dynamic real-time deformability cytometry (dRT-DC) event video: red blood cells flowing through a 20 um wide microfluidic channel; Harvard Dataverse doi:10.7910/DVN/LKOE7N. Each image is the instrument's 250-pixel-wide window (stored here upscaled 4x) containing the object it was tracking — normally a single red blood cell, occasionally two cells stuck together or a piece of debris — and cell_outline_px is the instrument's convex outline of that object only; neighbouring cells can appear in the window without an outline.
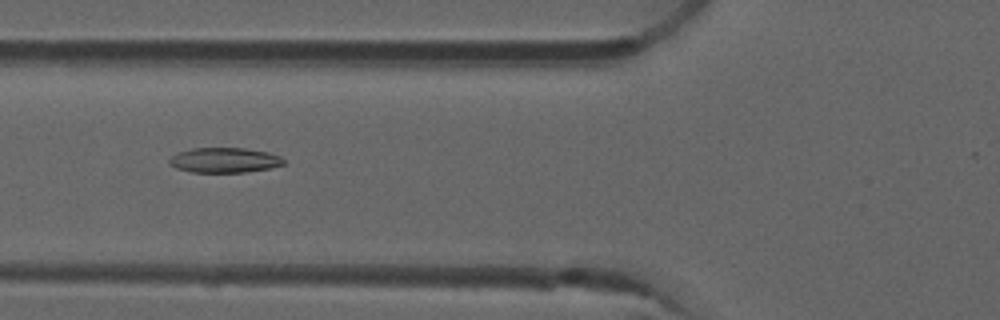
{"species": "common noctule bat (a hibernating species)", "species_latin": "Nyctalus noctula", "temperature_condition": "room temperature", "stored_images_in_passage": 52, "camera_frame_rate_fps": 3000, "um_per_image_px": 0.085, "animal": {"sex": "male", "forearm_length_mm": 52.5}, "frame": {"image": 1, "passage_image": 20, "time_ms": 6.333, "image_size_px": [1000, 320], "cell_outline_px": [[284, 164], [268, 168], [244, 172], [192, 172], [176, 168], [168, 164], [168, 160], [172, 156], [180, 152], [192, 148], [244, 148], [268, 152], [280, 156], [284, 160]], "centroid_in_image_um": [19.05, 13.61], "position_along_channel_um": 106.7, "area_um2": 16.53}}
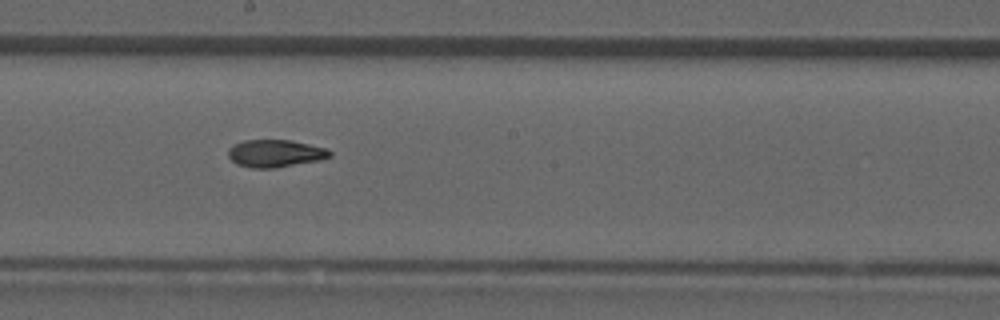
{"frame": {"image": 2, "passage_image": 29, "time_ms": 9.333, "image_size_px": [1000, 320], "cell_outline_px": [[332, 156], [320, 160], [276, 168], [252, 168], [236, 164], [228, 156], [228, 148], [244, 140], [292, 140], [328, 148], [332, 152]], "centroid_in_image_um": [23.43, 13.04], "position_along_channel_um": 224.8, "area_um2": 16.42}}
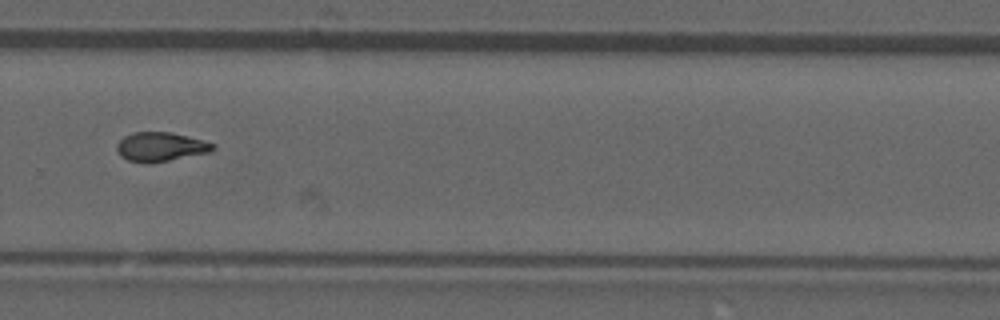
{"frame": {"image": 3, "passage_image": 36, "time_ms": 11.667, "image_size_px": [1000, 320], "cell_outline_px": [[216, 148], [208, 152], [152, 164], [144, 164], [128, 160], [120, 156], [116, 148], [116, 144], [124, 136], [132, 132], [172, 132], [204, 140], [216, 144]], "centroid_in_image_um": [13.64, 12.48], "position_along_channel_um": 316.2, "area_um2": 16.59}, "authors_computed_cell_mechanics": {"area_um2": 16.5308, "velocity_mm_per_s": 3.9325, "shape_relaxation_time_tau1_ms": null, "shape_relaxation_time_tau2_ms": 3.2894, "deformation_change_tau1": null, "deformation_change_tau2": 0.098}}